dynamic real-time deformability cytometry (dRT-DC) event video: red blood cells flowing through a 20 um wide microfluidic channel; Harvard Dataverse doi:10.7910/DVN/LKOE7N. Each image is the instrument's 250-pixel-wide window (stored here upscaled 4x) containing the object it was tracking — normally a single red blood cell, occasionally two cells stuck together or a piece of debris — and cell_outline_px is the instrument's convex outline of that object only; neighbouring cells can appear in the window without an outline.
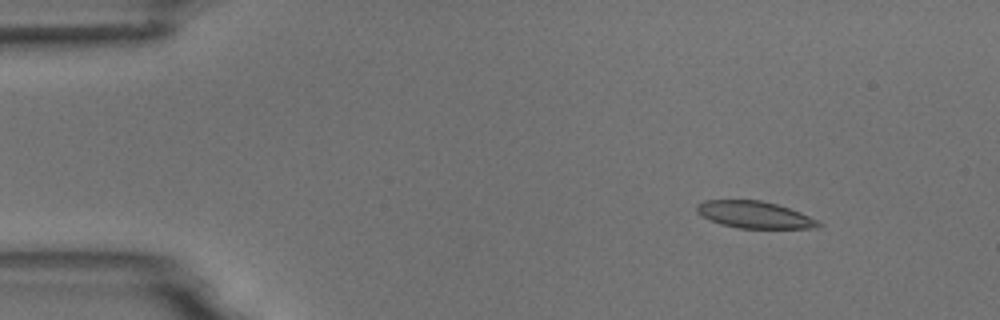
{"species": "common noctule bat (a hibernating species)", "species_latin": "Nyctalus noctula", "temperature_condition": "room temperature", "stored_images_in_passage": 3, "camera_frame_rate_fps": 3000, "um_per_image_px": 0.085, "animal": {"sex": "male", "body_mass_g": 18.8}, "frame": {"image": 1, "passage_image": 3, "time_ms": 2.333, "image_size_px": [1000, 320], "cell_outline_px": [[824, 224], [816, 228], [740, 228], [720, 224], [708, 220], [696, 212], [696, 204], [704, 200], [760, 200], [776, 204], [800, 212], [820, 220]], "centroid_in_image_um": [64.13, 18.25], "position_along_channel_um": 20.9, "area_um2": 19.25}}